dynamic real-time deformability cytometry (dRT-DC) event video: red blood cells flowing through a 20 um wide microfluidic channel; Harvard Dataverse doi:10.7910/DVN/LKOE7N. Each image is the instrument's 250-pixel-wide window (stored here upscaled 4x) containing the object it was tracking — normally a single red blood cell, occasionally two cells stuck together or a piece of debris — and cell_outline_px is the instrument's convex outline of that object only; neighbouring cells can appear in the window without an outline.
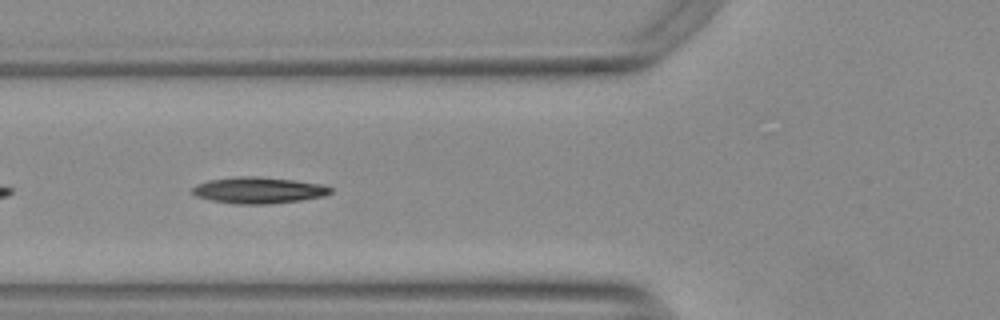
{"species": "Egyptian fruit bat (a non-hibernating species)", "species_latin": "Rousettus aegyptiacus", "temperature_condition": "warm", "stored_images_in_passage": 18, "camera_frame_rate_fps": 3000, "um_per_image_px": 0.085, "animal": {"sex": "female"}, "frame": {"image": 1, "passage_image": 5, "time_ms": 1.333, "image_size_px": [1000, 320], "cell_outline_px": [[332, 192], [324, 196], [300, 200], [268, 204], [236, 204], [212, 200], [196, 196], [192, 192], [192, 188], [196, 184], [208, 180], [236, 176], [256, 176], [296, 180], [324, 184], [332, 188]], "centroid_in_image_um": [21.99, 16.16], "position_along_channel_um": 103.8, "area_um2": 21.33}}
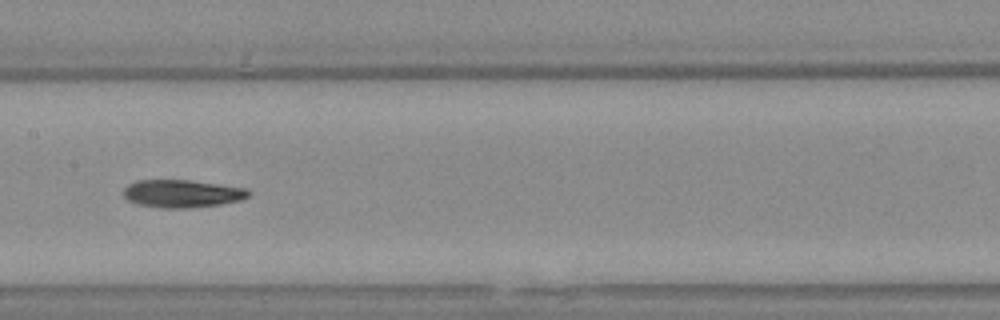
{"frame": {"image": 2, "passage_image": 12, "time_ms": 3.667, "image_size_px": [1000, 320], "cell_outline_px": [[252, 192], [248, 196], [240, 200], [220, 204], [188, 208], [160, 208], [136, 204], [128, 200], [124, 196], [124, 188], [128, 184], [136, 180], [188, 180], [248, 188]], "centroid_in_image_um": [15.47, 16.45], "position_along_channel_um": 191.9, "area_um2": 20.29}}